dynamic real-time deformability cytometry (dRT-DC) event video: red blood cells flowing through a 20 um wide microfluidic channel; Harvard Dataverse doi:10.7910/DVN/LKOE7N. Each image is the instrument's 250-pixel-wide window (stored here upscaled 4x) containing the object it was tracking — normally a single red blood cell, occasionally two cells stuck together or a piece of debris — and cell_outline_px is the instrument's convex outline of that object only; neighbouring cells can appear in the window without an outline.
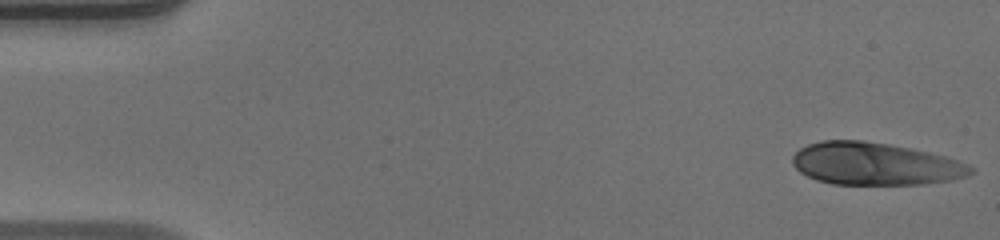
{"species": "human", "species_latin": "Homo sapiens", "temperature_condition": "warm", "stored_images_in_passage": 50, "camera_frame_rate_fps": 3000, "um_per_image_px": 0.085, "donor": {"sex": "male"}, "frame": {"image": 1, "passage_image": 1, "time_ms": 0.0, "image_size_px": [1000, 240], "cell_outline_px": [[976, 172], [968, 176], [952, 180], [928, 184], [832, 184], [816, 180], [800, 172], [792, 164], [792, 156], [800, 148], [808, 144], [820, 140], [860, 140], [888, 144], [912, 148], [944, 156], [968, 164], [976, 168]], "centroid_in_image_um": [74.41, 13.93], "position_along_channel_um": 10.6, "area_um2": 44.39}}
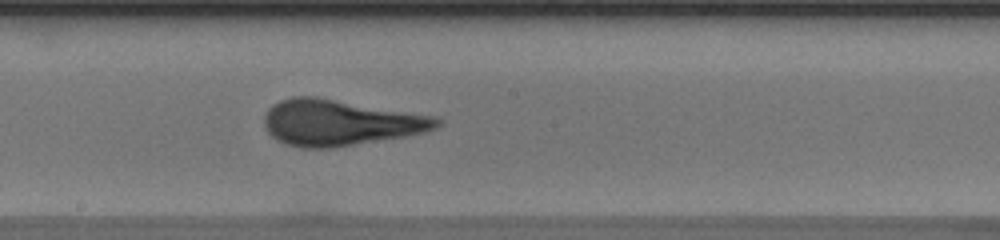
{"frame": {"image": 2, "passage_image": 27, "time_ms": 8.667, "image_size_px": [1000, 240], "cell_outline_px": [[440, 124], [436, 128], [424, 132], [404, 136], [332, 148], [304, 148], [284, 144], [276, 140], [264, 128], [264, 116], [268, 108], [272, 104], [280, 100], [292, 96], [316, 96], [436, 116], [440, 120]], "centroid_in_image_um": [28.85, 10.41], "position_along_channel_um": 219.3, "area_um2": 46.36}}
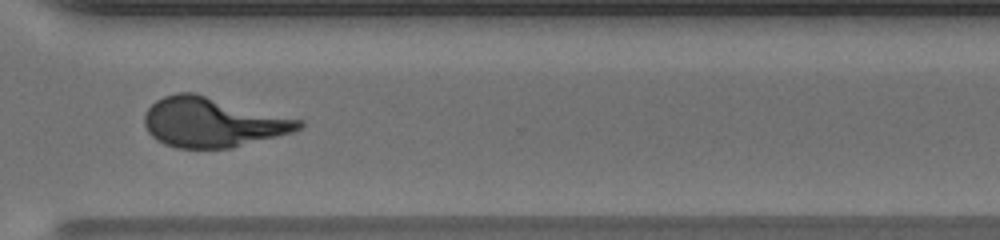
{"frame": {"image": 3, "passage_image": 37, "time_ms": 12.0, "image_size_px": [1000, 240], "cell_outline_px": [[304, 128], [292, 132], [232, 148], [176, 148], [164, 144], [156, 140], [148, 132], [144, 124], [144, 112], [156, 100], [164, 96], [176, 92], [192, 92], [304, 120]], "centroid_in_image_um": [18.06, 10.39], "position_along_channel_um": 352.5, "area_um2": 44.85}}